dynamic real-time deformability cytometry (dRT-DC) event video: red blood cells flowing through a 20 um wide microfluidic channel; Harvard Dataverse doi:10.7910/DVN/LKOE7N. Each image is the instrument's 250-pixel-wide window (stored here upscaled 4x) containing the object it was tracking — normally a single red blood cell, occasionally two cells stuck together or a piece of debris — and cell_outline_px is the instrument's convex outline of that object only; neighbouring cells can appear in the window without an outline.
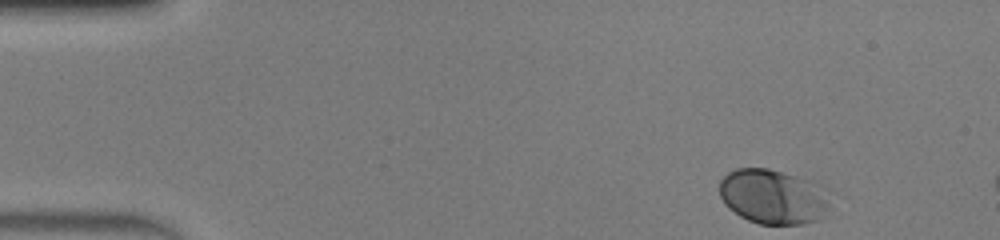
{"species": "human", "species_latin": "Homo sapiens", "temperature_condition": "warm", "stored_images_in_passage": 7, "camera_frame_rate_fps": 3000, "um_per_image_px": 0.085, "donor": {"sex": "male"}, "frame": {"image": 1, "passage_image": 1, "time_ms": 0.0, "image_size_px": [1000, 240], "cell_outline_px": [[836, 192], [824, 216], [820, 220], [804, 224], [760, 224], [748, 220], [740, 216], [728, 208], [724, 204], [720, 196], [720, 180], [728, 172], [736, 168], [768, 168], [812, 180]], "centroid_in_image_um": [65.82, 16.71], "position_along_channel_um": 19.2, "area_um2": 36.41}}